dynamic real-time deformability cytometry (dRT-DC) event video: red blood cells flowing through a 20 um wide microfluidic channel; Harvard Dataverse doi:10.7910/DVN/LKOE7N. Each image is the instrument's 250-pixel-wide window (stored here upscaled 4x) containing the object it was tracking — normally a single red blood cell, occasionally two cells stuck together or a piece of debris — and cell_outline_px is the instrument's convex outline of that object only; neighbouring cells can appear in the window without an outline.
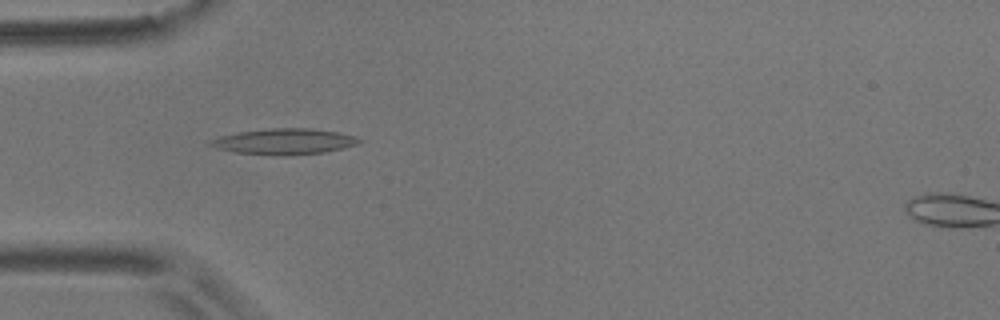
{"species": "common noctule bat (a hibernating species)", "species_latin": "Nyctalus noctula", "temperature_condition": "room temperature", "stored_images_in_passage": 5, "camera_frame_rate_fps": 3000, "um_per_image_px": 0.085, "animal": {"sex": "male", "body_mass_g": 17.9}, "frame": {"image": 1, "passage_image": 4, "time_ms": 4.333, "image_size_px": [1000, 320], "cell_outline_px": [[364, 140], [356, 144], [344, 148], [324, 152], [288, 156], [280, 156], [236, 152], [216, 148], [208, 144], [208, 140], [220, 136], [240, 132], [268, 128], [312, 128], [336, 132], [356, 136]], "centroid_in_image_um": [24.17, 12.03], "position_along_channel_um": 60.8, "area_um2": 22.48}}
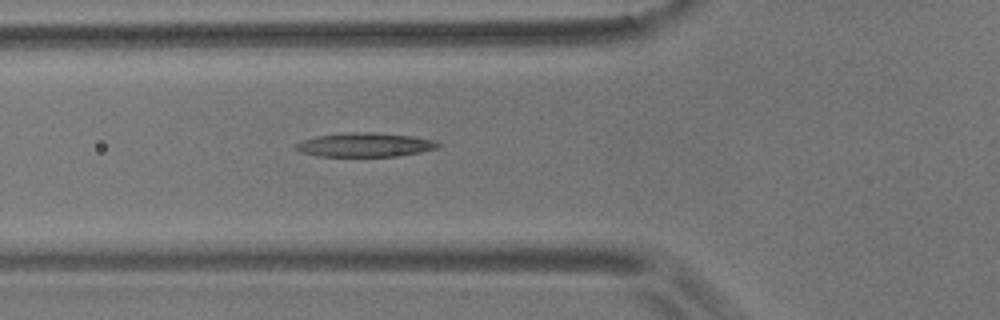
{"frame": {"image": 2, "passage_image": 5, "time_ms": 5.333, "image_size_px": [1000, 320], "cell_outline_px": [[440, 148], [400, 156], [316, 156], [300, 152], [292, 148], [292, 144], [316, 136], [352, 132], [376, 132], [412, 136], [436, 140], [440, 144]], "centroid_in_image_um": [31.01, 12.31], "position_along_channel_um": 94.8, "area_um2": 20.17}}